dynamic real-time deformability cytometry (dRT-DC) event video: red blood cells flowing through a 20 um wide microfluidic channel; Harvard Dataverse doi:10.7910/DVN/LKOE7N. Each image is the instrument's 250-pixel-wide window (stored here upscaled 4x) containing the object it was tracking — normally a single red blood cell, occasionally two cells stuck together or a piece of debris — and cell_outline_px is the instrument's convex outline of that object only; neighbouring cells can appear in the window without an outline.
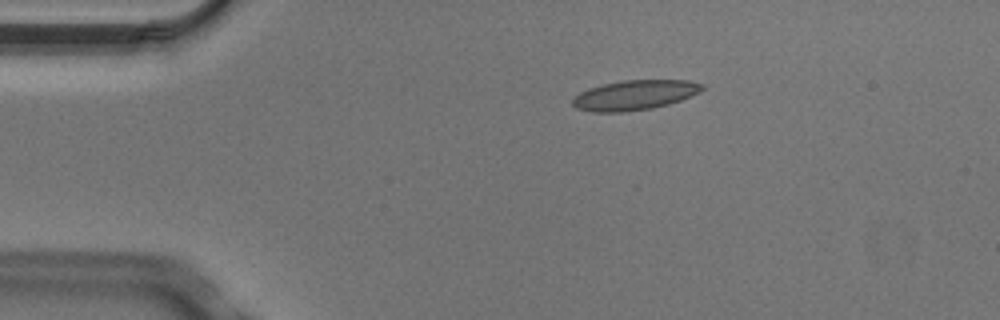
{"species": "Egyptian fruit bat (a non-hibernating species)", "species_latin": "Rousettus aegyptiacus", "temperature_condition": "cold", "stored_images_in_passage": 4, "camera_frame_rate_fps": 3000, "um_per_image_px": 0.085, "animal": {"sex": "male"}, "frame": {"image": 1, "passage_image": 1, "time_ms": 0.0, "image_size_px": [1000, 320], "cell_outline_px": [[704, 88], [700, 92], [680, 100], [668, 104], [652, 108], [624, 112], [592, 112], [576, 108], [572, 104], [572, 96], [588, 88], [604, 84], [624, 80], [688, 80], [704, 84]], "centroid_in_image_um": [53.92, 8.08], "position_along_channel_um": 31.1, "area_um2": 22.6}}
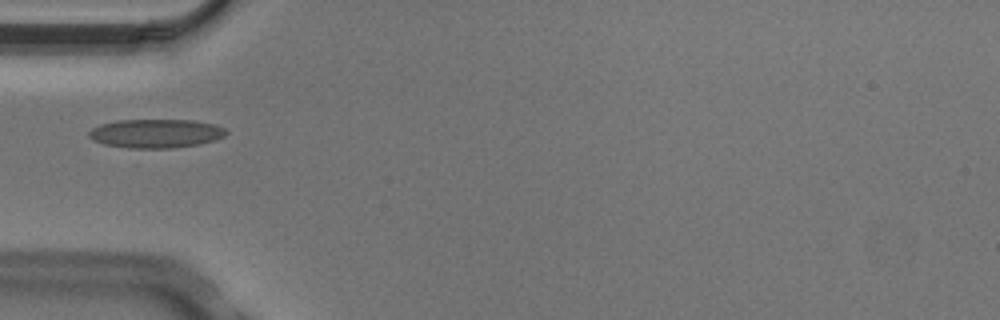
{"frame": {"image": 2, "passage_image": 3, "time_ms": 0.667, "image_size_px": [1000, 320], "cell_outline_px": [[228, 132], [224, 136], [216, 140], [200, 144], [172, 148], [128, 148], [104, 144], [92, 140], [88, 136], [88, 132], [92, 128], [100, 124], [116, 120], [192, 120], [216, 124], [224, 128]], "centroid_in_image_um": [13.25, 11.34], "position_along_channel_um": 71.8, "area_um2": 23.24}}